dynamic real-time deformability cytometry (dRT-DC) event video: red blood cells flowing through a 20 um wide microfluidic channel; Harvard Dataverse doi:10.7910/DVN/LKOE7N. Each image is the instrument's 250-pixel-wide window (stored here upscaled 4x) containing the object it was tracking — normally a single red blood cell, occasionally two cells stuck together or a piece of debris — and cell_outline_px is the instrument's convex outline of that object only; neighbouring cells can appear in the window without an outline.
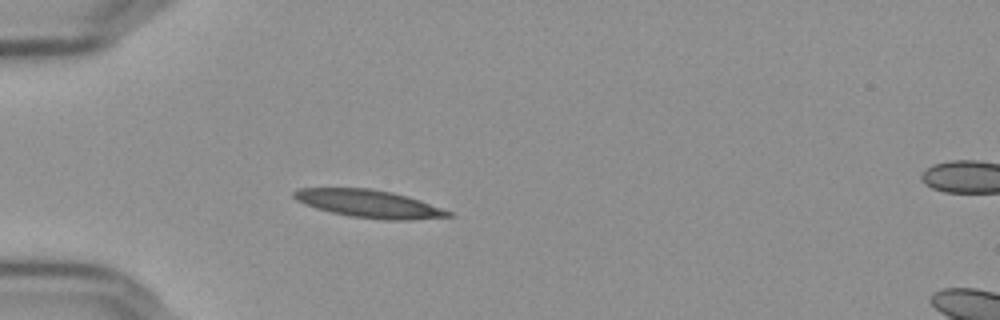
{"species": "Egyptian fruit bat (a non-hibernating species)", "species_latin": "Rousettus aegyptiacus", "temperature_condition": "cold", "stored_images_in_passage": 41, "camera_frame_rate_fps": 3000, "um_per_image_px": 0.085, "frame": {"image": 1, "passage_image": 1, "time_ms": 0.0, "image_size_px": [1000, 320], "cell_outline_px": [[452, 216], [412, 220], [380, 220], [348, 216], [316, 208], [304, 204], [296, 200], [292, 196], [292, 192], [300, 188], [368, 188], [392, 192], [408, 196], [420, 200], [452, 212]], "centroid_in_image_um": [31.35, 17.32], "position_along_channel_um": 53.6, "area_um2": 25.03}}
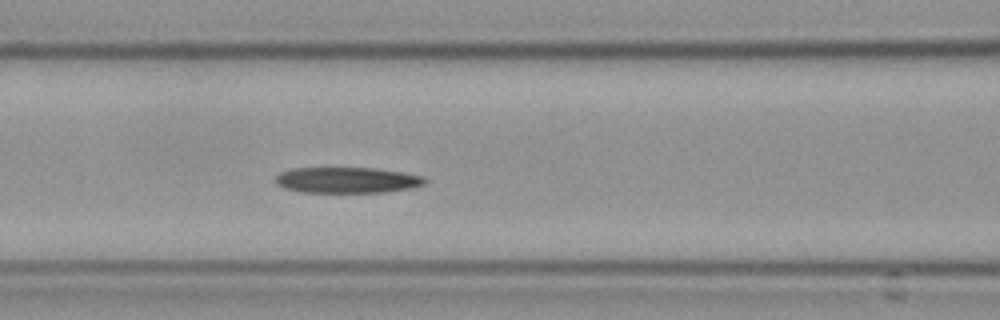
{"frame": {"image": 2, "passage_image": 9, "time_ms": 2.667, "image_size_px": [1000, 320], "cell_outline_px": [[428, 180], [424, 184], [408, 188], [384, 192], [304, 192], [284, 188], [276, 184], [276, 176], [280, 172], [292, 168], [376, 168], [424, 176]], "centroid_in_image_um": [29.48, 15.3], "position_along_channel_um": 137.1, "area_um2": 22.37}}
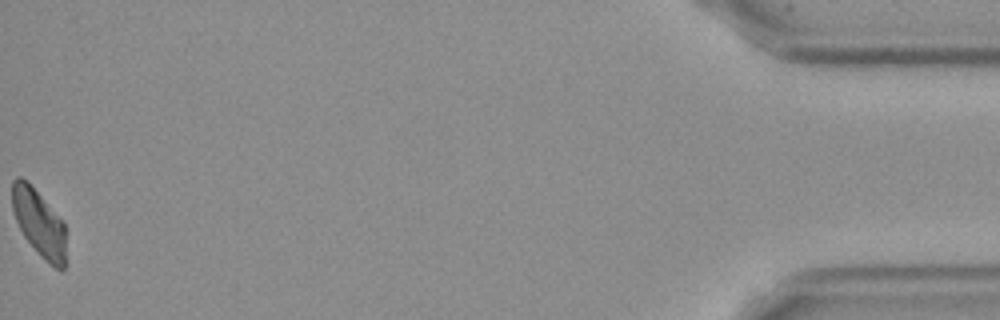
{"frame": {"image": 3, "passage_image": 41, "time_ms": 13.333, "image_size_px": [1000, 320], "cell_outline_px": [[64, 268], [60, 272], [44, 260], [40, 256], [24, 236], [16, 220], [12, 208], [12, 180], [16, 176], [20, 176], [28, 180], [64, 220]], "centroid_in_image_um": [3.3, 18.9], "position_along_channel_um": 431.9, "area_um2": 21.27}}